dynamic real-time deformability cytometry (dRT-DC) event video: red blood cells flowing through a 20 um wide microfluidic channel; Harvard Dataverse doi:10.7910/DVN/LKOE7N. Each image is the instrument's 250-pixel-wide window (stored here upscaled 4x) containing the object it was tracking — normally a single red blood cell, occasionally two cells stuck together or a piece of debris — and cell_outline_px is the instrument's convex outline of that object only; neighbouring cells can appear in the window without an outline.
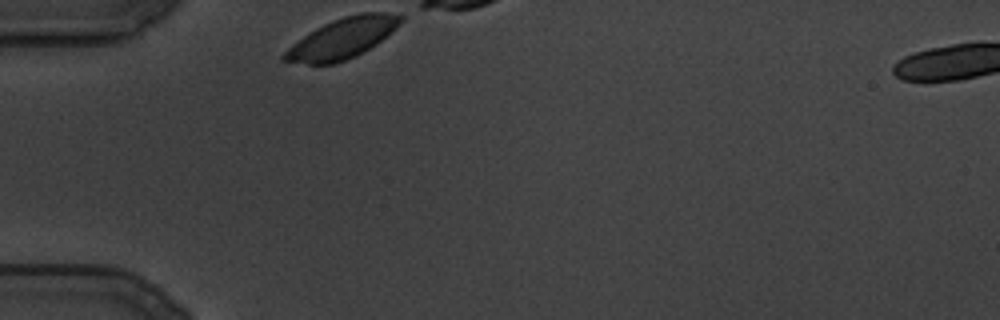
{"species": "common noctule bat (a hibernating species)", "species_latin": "Nyctalus noctula", "temperature_condition": "cold", "stored_images_in_passage": 68, "camera_frame_rate_fps": 3000, "um_per_image_px": 0.085, "animal": {"sex": "male", "body_mass_g": 19.5, "forearm_length_mm": 54.6}, "frame": {"image": 1, "passage_image": 1, "time_ms": 0.0, "image_size_px": [1000, 320], "cell_outline_px": [[404, 16], [400, 24], [396, 28], [376, 44], [356, 56], [332, 64], [308, 64], [280, 60], [280, 56], [292, 44], [308, 32], [332, 20], [344, 16], [360, 12], [388, 12]], "centroid_in_image_um": [29.08, 3.25], "position_along_channel_um": 55.9, "area_um2": 27.34}}
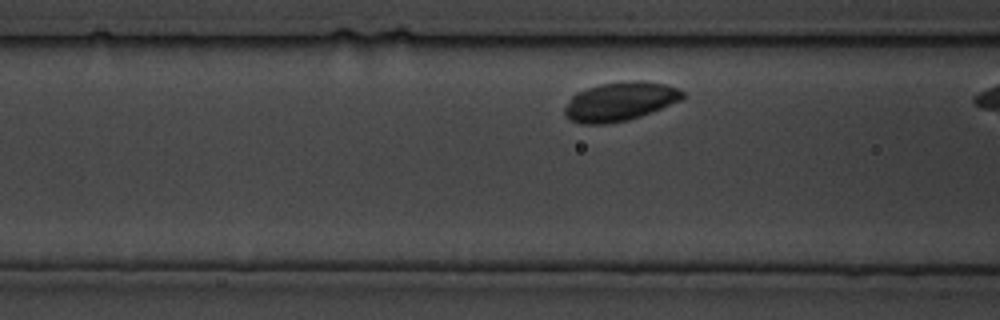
{"frame": {"image": 2, "passage_image": 15, "time_ms": 4.667, "image_size_px": [1000, 320], "cell_outline_px": [[684, 100], [652, 112], [628, 120], [604, 124], [584, 124], [572, 120], [564, 116], [564, 108], [572, 96], [576, 92], [600, 84], [632, 80], [664, 84], [676, 88], [684, 92]], "centroid_in_image_um": [52.7, 8.63], "position_along_channel_um": 113.9, "area_um2": 26.65}}
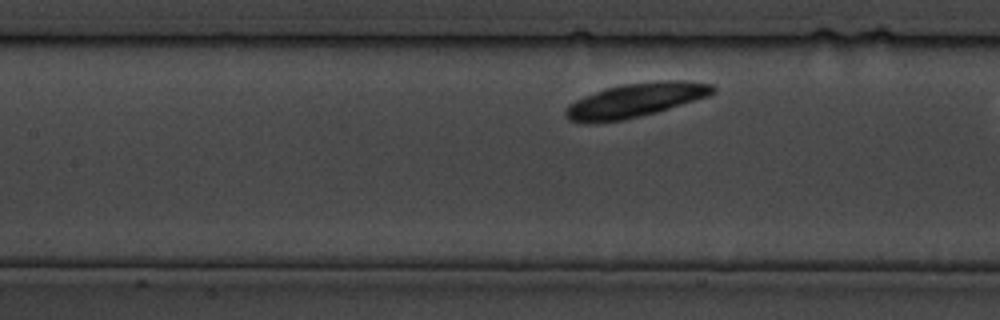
{"frame": {"image": 3, "passage_image": 23, "time_ms": 7.333, "image_size_px": [1000, 320], "cell_outline_px": [[716, 92], [708, 96], [656, 112], [624, 120], [588, 124], [568, 120], [564, 116], [564, 112], [568, 104], [584, 96], [608, 88], [624, 84], [660, 80], [688, 80], [712, 84], [716, 88]], "centroid_in_image_um": [54.0, 8.53], "position_along_channel_um": 153.4, "area_um2": 29.3}}